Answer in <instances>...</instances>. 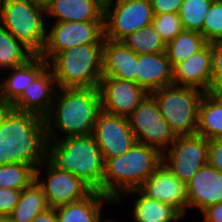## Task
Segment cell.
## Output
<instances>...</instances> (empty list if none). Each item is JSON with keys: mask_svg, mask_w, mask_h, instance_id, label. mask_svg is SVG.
Segmentation results:
<instances>
[{"mask_svg": "<svg viewBox=\"0 0 222 222\" xmlns=\"http://www.w3.org/2000/svg\"><path fill=\"white\" fill-rule=\"evenodd\" d=\"M209 140L200 134L176 136L162 153V164L185 184L208 164Z\"/></svg>", "mask_w": 222, "mask_h": 222, "instance_id": "7c38bea8", "label": "cell"}, {"mask_svg": "<svg viewBox=\"0 0 222 222\" xmlns=\"http://www.w3.org/2000/svg\"><path fill=\"white\" fill-rule=\"evenodd\" d=\"M99 222H114V219L111 220V218H108V219H107V217H106V218L104 217V218H102ZM115 222H116V221H115Z\"/></svg>", "mask_w": 222, "mask_h": 222, "instance_id": "b9f144b4", "label": "cell"}, {"mask_svg": "<svg viewBox=\"0 0 222 222\" xmlns=\"http://www.w3.org/2000/svg\"><path fill=\"white\" fill-rule=\"evenodd\" d=\"M162 165V153L155 147L136 143L121 156L105 161L102 194L114 202L140 186Z\"/></svg>", "mask_w": 222, "mask_h": 222, "instance_id": "277c9868", "label": "cell"}, {"mask_svg": "<svg viewBox=\"0 0 222 222\" xmlns=\"http://www.w3.org/2000/svg\"><path fill=\"white\" fill-rule=\"evenodd\" d=\"M151 25L166 44L184 30L179 15L174 13L154 14Z\"/></svg>", "mask_w": 222, "mask_h": 222, "instance_id": "d6a6232c", "label": "cell"}, {"mask_svg": "<svg viewBox=\"0 0 222 222\" xmlns=\"http://www.w3.org/2000/svg\"><path fill=\"white\" fill-rule=\"evenodd\" d=\"M212 93L222 101V85H219Z\"/></svg>", "mask_w": 222, "mask_h": 222, "instance_id": "ab89813d", "label": "cell"}, {"mask_svg": "<svg viewBox=\"0 0 222 222\" xmlns=\"http://www.w3.org/2000/svg\"><path fill=\"white\" fill-rule=\"evenodd\" d=\"M202 36L208 43L222 39V0H214L206 13Z\"/></svg>", "mask_w": 222, "mask_h": 222, "instance_id": "1f68e13d", "label": "cell"}, {"mask_svg": "<svg viewBox=\"0 0 222 222\" xmlns=\"http://www.w3.org/2000/svg\"><path fill=\"white\" fill-rule=\"evenodd\" d=\"M208 164L222 173V139L209 140Z\"/></svg>", "mask_w": 222, "mask_h": 222, "instance_id": "d590c367", "label": "cell"}, {"mask_svg": "<svg viewBox=\"0 0 222 222\" xmlns=\"http://www.w3.org/2000/svg\"><path fill=\"white\" fill-rule=\"evenodd\" d=\"M31 222H58L55 208H47L45 211L37 214Z\"/></svg>", "mask_w": 222, "mask_h": 222, "instance_id": "f35d334b", "label": "cell"}, {"mask_svg": "<svg viewBox=\"0 0 222 222\" xmlns=\"http://www.w3.org/2000/svg\"><path fill=\"white\" fill-rule=\"evenodd\" d=\"M102 111L128 117L148 94L132 81L102 77L98 86Z\"/></svg>", "mask_w": 222, "mask_h": 222, "instance_id": "5bb4252c", "label": "cell"}, {"mask_svg": "<svg viewBox=\"0 0 222 222\" xmlns=\"http://www.w3.org/2000/svg\"><path fill=\"white\" fill-rule=\"evenodd\" d=\"M212 48L207 43L201 50L173 68V84L211 92Z\"/></svg>", "mask_w": 222, "mask_h": 222, "instance_id": "ac0fdd59", "label": "cell"}, {"mask_svg": "<svg viewBox=\"0 0 222 222\" xmlns=\"http://www.w3.org/2000/svg\"><path fill=\"white\" fill-rule=\"evenodd\" d=\"M35 180L42 187L50 208L82 200L93 191L79 177L58 169L48 159L35 169Z\"/></svg>", "mask_w": 222, "mask_h": 222, "instance_id": "8fae6325", "label": "cell"}, {"mask_svg": "<svg viewBox=\"0 0 222 222\" xmlns=\"http://www.w3.org/2000/svg\"><path fill=\"white\" fill-rule=\"evenodd\" d=\"M153 18L150 0H107L104 3V38L121 41L151 25Z\"/></svg>", "mask_w": 222, "mask_h": 222, "instance_id": "ba28073f", "label": "cell"}, {"mask_svg": "<svg viewBox=\"0 0 222 222\" xmlns=\"http://www.w3.org/2000/svg\"><path fill=\"white\" fill-rule=\"evenodd\" d=\"M137 85L148 94L173 85V67L166 52L138 54Z\"/></svg>", "mask_w": 222, "mask_h": 222, "instance_id": "7402d4cb", "label": "cell"}, {"mask_svg": "<svg viewBox=\"0 0 222 222\" xmlns=\"http://www.w3.org/2000/svg\"><path fill=\"white\" fill-rule=\"evenodd\" d=\"M188 209L199 213L207 207L222 203V173L209 164L201 167L186 183Z\"/></svg>", "mask_w": 222, "mask_h": 222, "instance_id": "e0dca14e", "label": "cell"}, {"mask_svg": "<svg viewBox=\"0 0 222 222\" xmlns=\"http://www.w3.org/2000/svg\"><path fill=\"white\" fill-rule=\"evenodd\" d=\"M139 190L151 199L172 205L184 217L189 212L186 184L163 164L140 186Z\"/></svg>", "mask_w": 222, "mask_h": 222, "instance_id": "9a60e30c", "label": "cell"}, {"mask_svg": "<svg viewBox=\"0 0 222 222\" xmlns=\"http://www.w3.org/2000/svg\"><path fill=\"white\" fill-rule=\"evenodd\" d=\"M214 0H183L179 17L184 30L198 32L202 35L206 13Z\"/></svg>", "mask_w": 222, "mask_h": 222, "instance_id": "4dcf8cb0", "label": "cell"}, {"mask_svg": "<svg viewBox=\"0 0 222 222\" xmlns=\"http://www.w3.org/2000/svg\"><path fill=\"white\" fill-rule=\"evenodd\" d=\"M33 1L45 7L51 0H33Z\"/></svg>", "mask_w": 222, "mask_h": 222, "instance_id": "60d3db41", "label": "cell"}, {"mask_svg": "<svg viewBox=\"0 0 222 222\" xmlns=\"http://www.w3.org/2000/svg\"><path fill=\"white\" fill-rule=\"evenodd\" d=\"M212 48V77L211 92L222 85V39L211 42Z\"/></svg>", "mask_w": 222, "mask_h": 222, "instance_id": "836d02e7", "label": "cell"}, {"mask_svg": "<svg viewBox=\"0 0 222 222\" xmlns=\"http://www.w3.org/2000/svg\"><path fill=\"white\" fill-rule=\"evenodd\" d=\"M58 90L52 69L47 66L10 106L13 109L31 112L45 118L51 111Z\"/></svg>", "mask_w": 222, "mask_h": 222, "instance_id": "2e32d148", "label": "cell"}, {"mask_svg": "<svg viewBox=\"0 0 222 222\" xmlns=\"http://www.w3.org/2000/svg\"><path fill=\"white\" fill-rule=\"evenodd\" d=\"M4 220H5V218L0 216V222H3Z\"/></svg>", "mask_w": 222, "mask_h": 222, "instance_id": "7bdbcfd3", "label": "cell"}, {"mask_svg": "<svg viewBox=\"0 0 222 222\" xmlns=\"http://www.w3.org/2000/svg\"><path fill=\"white\" fill-rule=\"evenodd\" d=\"M47 66L43 57L34 55L25 64L4 71L6 76L0 79V106H11Z\"/></svg>", "mask_w": 222, "mask_h": 222, "instance_id": "d6986e66", "label": "cell"}, {"mask_svg": "<svg viewBox=\"0 0 222 222\" xmlns=\"http://www.w3.org/2000/svg\"><path fill=\"white\" fill-rule=\"evenodd\" d=\"M102 72L103 77L118 78L137 84L138 54L121 41L104 38Z\"/></svg>", "mask_w": 222, "mask_h": 222, "instance_id": "ffe728a7", "label": "cell"}, {"mask_svg": "<svg viewBox=\"0 0 222 222\" xmlns=\"http://www.w3.org/2000/svg\"><path fill=\"white\" fill-rule=\"evenodd\" d=\"M121 42L136 54L166 52V43L152 25L127 35Z\"/></svg>", "mask_w": 222, "mask_h": 222, "instance_id": "f1b7e54d", "label": "cell"}, {"mask_svg": "<svg viewBox=\"0 0 222 222\" xmlns=\"http://www.w3.org/2000/svg\"><path fill=\"white\" fill-rule=\"evenodd\" d=\"M105 204L115 202L99 191H92L82 200L55 208V212L58 222H99L105 216L102 213Z\"/></svg>", "mask_w": 222, "mask_h": 222, "instance_id": "cb8c5ba5", "label": "cell"}, {"mask_svg": "<svg viewBox=\"0 0 222 222\" xmlns=\"http://www.w3.org/2000/svg\"><path fill=\"white\" fill-rule=\"evenodd\" d=\"M208 42L198 32L183 30L166 44V54L172 67L201 50Z\"/></svg>", "mask_w": 222, "mask_h": 222, "instance_id": "83f0119b", "label": "cell"}, {"mask_svg": "<svg viewBox=\"0 0 222 222\" xmlns=\"http://www.w3.org/2000/svg\"><path fill=\"white\" fill-rule=\"evenodd\" d=\"M99 146L104 161L121 156L136 143L128 117L101 112L92 134Z\"/></svg>", "mask_w": 222, "mask_h": 222, "instance_id": "4fadbf2b", "label": "cell"}, {"mask_svg": "<svg viewBox=\"0 0 222 222\" xmlns=\"http://www.w3.org/2000/svg\"><path fill=\"white\" fill-rule=\"evenodd\" d=\"M48 207L42 187L34 180L28 187L22 189L18 204L7 216L8 222H31L39 213Z\"/></svg>", "mask_w": 222, "mask_h": 222, "instance_id": "d4e9b609", "label": "cell"}, {"mask_svg": "<svg viewBox=\"0 0 222 222\" xmlns=\"http://www.w3.org/2000/svg\"><path fill=\"white\" fill-rule=\"evenodd\" d=\"M206 92L189 86L169 85L151 93L175 136L197 133L201 100Z\"/></svg>", "mask_w": 222, "mask_h": 222, "instance_id": "52a82bcc", "label": "cell"}, {"mask_svg": "<svg viewBox=\"0 0 222 222\" xmlns=\"http://www.w3.org/2000/svg\"><path fill=\"white\" fill-rule=\"evenodd\" d=\"M0 23L35 55L46 43L45 7L33 0H0Z\"/></svg>", "mask_w": 222, "mask_h": 222, "instance_id": "8992f818", "label": "cell"}, {"mask_svg": "<svg viewBox=\"0 0 222 222\" xmlns=\"http://www.w3.org/2000/svg\"><path fill=\"white\" fill-rule=\"evenodd\" d=\"M52 23L47 22L46 43L40 54L47 62L57 53L77 45L104 43V21Z\"/></svg>", "mask_w": 222, "mask_h": 222, "instance_id": "30bf717a", "label": "cell"}, {"mask_svg": "<svg viewBox=\"0 0 222 222\" xmlns=\"http://www.w3.org/2000/svg\"><path fill=\"white\" fill-rule=\"evenodd\" d=\"M154 14H178L183 0H150Z\"/></svg>", "mask_w": 222, "mask_h": 222, "instance_id": "8d00e7d4", "label": "cell"}, {"mask_svg": "<svg viewBox=\"0 0 222 222\" xmlns=\"http://www.w3.org/2000/svg\"><path fill=\"white\" fill-rule=\"evenodd\" d=\"M101 112L98 87L58 88L52 109L45 117L47 137L92 135Z\"/></svg>", "mask_w": 222, "mask_h": 222, "instance_id": "7a4b0ae2", "label": "cell"}, {"mask_svg": "<svg viewBox=\"0 0 222 222\" xmlns=\"http://www.w3.org/2000/svg\"><path fill=\"white\" fill-rule=\"evenodd\" d=\"M47 159L102 194L105 161L93 135L48 139Z\"/></svg>", "mask_w": 222, "mask_h": 222, "instance_id": "3957f363", "label": "cell"}, {"mask_svg": "<svg viewBox=\"0 0 222 222\" xmlns=\"http://www.w3.org/2000/svg\"><path fill=\"white\" fill-rule=\"evenodd\" d=\"M45 118L0 106V166L26 163L36 169L47 159Z\"/></svg>", "mask_w": 222, "mask_h": 222, "instance_id": "6da1fadb", "label": "cell"}, {"mask_svg": "<svg viewBox=\"0 0 222 222\" xmlns=\"http://www.w3.org/2000/svg\"><path fill=\"white\" fill-rule=\"evenodd\" d=\"M133 199L132 220L134 222H179L185 218L175 207L162 203L144 195L139 189L131 190L122 194L116 201L115 206L120 205L128 195ZM134 195V196H133ZM136 195V197H135ZM125 197V198H124ZM135 197V199H134Z\"/></svg>", "mask_w": 222, "mask_h": 222, "instance_id": "603a6c76", "label": "cell"}, {"mask_svg": "<svg viewBox=\"0 0 222 222\" xmlns=\"http://www.w3.org/2000/svg\"><path fill=\"white\" fill-rule=\"evenodd\" d=\"M201 214L203 222H222V203L207 207Z\"/></svg>", "mask_w": 222, "mask_h": 222, "instance_id": "74e56055", "label": "cell"}, {"mask_svg": "<svg viewBox=\"0 0 222 222\" xmlns=\"http://www.w3.org/2000/svg\"><path fill=\"white\" fill-rule=\"evenodd\" d=\"M34 55L0 23V73L25 64Z\"/></svg>", "mask_w": 222, "mask_h": 222, "instance_id": "4316f807", "label": "cell"}, {"mask_svg": "<svg viewBox=\"0 0 222 222\" xmlns=\"http://www.w3.org/2000/svg\"><path fill=\"white\" fill-rule=\"evenodd\" d=\"M21 191L13 188H0V216L7 218L18 204Z\"/></svg>", "mask_w": 222, "mask_h": 222, "instance_id": "e575fe53", "label": "cell"}, {"mask_svg": "<svg viewBox=\"0 0 222 222\" xmlns=\"http://www.w3.org/2000/svg\"><path fill=\"white\" fill-rule=\"evenodd\" d=\"M130 127L138 143L166 151L176 136L162 116L158 103L147 94L128 116Z\"/></svg>", "mask_w": 222, "mask_h": 222, "instance_id": "9c48e42d", "label": "cell"}, {"mask_svg": "<svg viewBox=\"0 0 222 222\" xmlns=\"http://www.w3.org/2000/svg\"><path fill=\"white\" fill-rule=\"evenodd\" d=\"M103 43L81 44L57 53L49 62L57 87H98L102 72Z\"/></svg>", "mask_w": 222, "mask_h": 222, "instance_id": "5b68a950", "label": "cell"}, {"mask_svg": "<svg viewBox=\"0 0 222 222\" xmlns=\"http://www.w3.org/2000/svg\"><path fill=\"white\" fill-rule=\"evenodd\" d=\"M197 134L208 140L222 139V101L212 92H206L201 100Z\"/></svg>", "mask_w": 222, "mask_h": 222, "instance_id": "484cf974", "label": "cell"}, {"mask_svg": "<svg viewBox=\"0 0 222 222\" xmlns=\"http://www.w3.org/2000/svg\"><path fill=\"white\" fill-rule=\"evenodd\" d=\"M104 3V0H51L45 6L46 21H104Z\"/></svg>", "mask_w": 222, "mask_h": 222, "instance_id": "44dd1931", "label": "cell"}, {"mask_svg": "<svg viewBox=\"0 0 222 222\" xmlns=\"http://www.w3.org/2000/svg\"><path fill=\"white\" fill-rule=\"evenodd\" d=\"M35 180V169L26 163L0 166V188L22 190Z\"/></svg>", "mask_w": 222, "mask_h": 222, "instance_id": "f546056e", "label": "cell"}]
</instances>
